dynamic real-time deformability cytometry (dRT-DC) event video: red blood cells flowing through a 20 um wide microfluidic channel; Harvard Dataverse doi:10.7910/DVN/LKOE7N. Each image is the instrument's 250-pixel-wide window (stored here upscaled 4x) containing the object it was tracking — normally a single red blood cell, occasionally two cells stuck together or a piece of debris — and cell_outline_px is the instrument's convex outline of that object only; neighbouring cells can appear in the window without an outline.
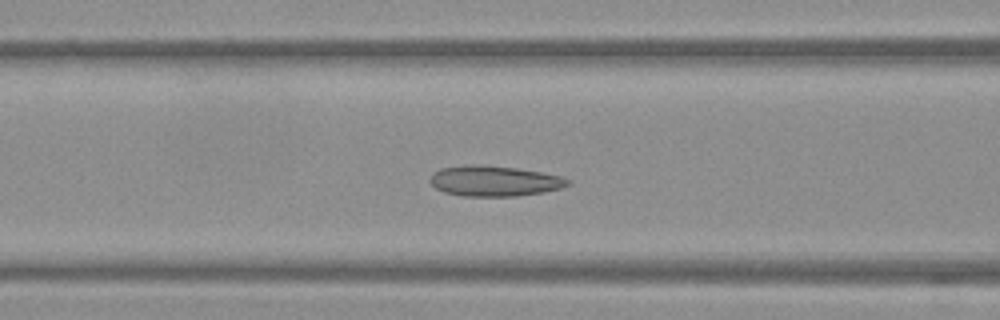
{"species": "Egyptian fruit bat (a non-hibernating species)", "species_latin": "Rousettus aegyptiacus", "temperature_condition": "warm", "stored_images_in_passage": 54, "camera_frame_rate_fps": 3000, "um_per_image_px": 0.085, "frame": {"image": 1, "passage_image": 21, "time_ms": 6.667, "image_size_px": [1000, 320], "cell_outline_px": [[572, 180], [568, 184], [560, 188], [544, 192], [516, 196], [460, 196], [444, 192], [436, 188], [428, 180], [440, 168], [468, 164], [480, 164], [516, 168], [540, 172], [560, 176]], "centroid_in_image_um": [42.0, 15.38], "position_along_channel_um": 124.6, "area_um2": 24.45}}
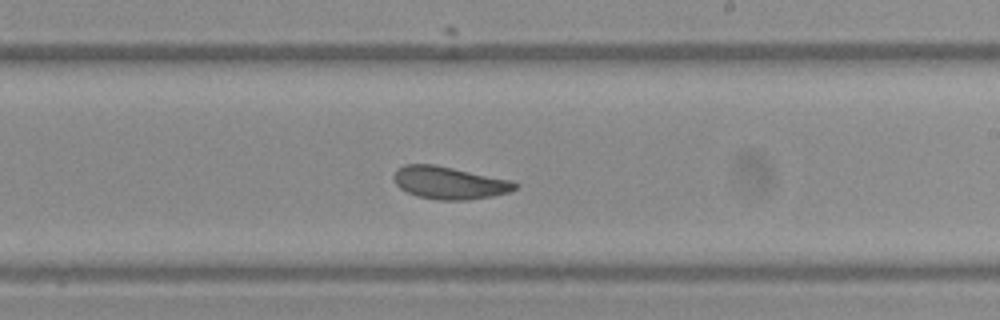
{"frame": {"image": 2, "passage_image": 31, "time_ms": 10.0, "image_size_px": [1000, 320], "cell_outline_px": [[520, 184], [516, 188], [508, 192], [492, 196], [468, 200], [440, 200], [420, 196], [408, 192], [400, 188], [396, 184], [392, 176], [396, 168], [404, 164], [436, 164], [512, 180]], "centroid_in_image_um": [38.19, 15.52], "position_along_channel_um": 250.8, "area_um2": 23.12}}
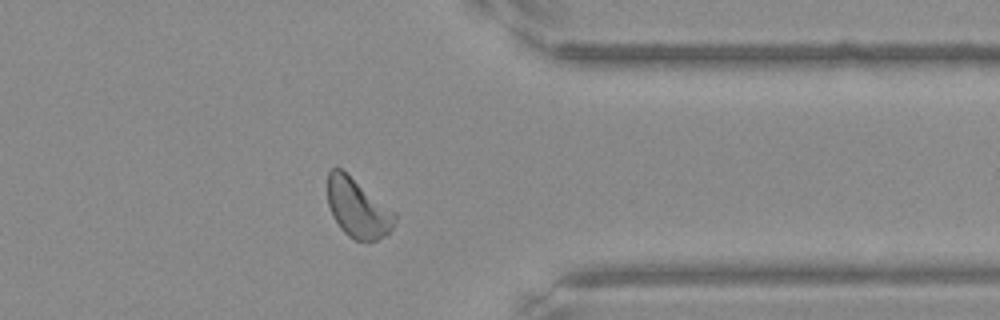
{"frame": {"image": 3, "passage_image": 42, "time_ms": 13.667, "image_size_px": [1000, 320], "cell_outline_px": [[396, 220], [388, 236], [376, 240], [356, 240], [348, 236], [340, 228], [332, 216], [328, 204], [328, 172], [332, 168], [340, 168], [396, 212]], "centroid_in_image_um": [30.42, 17.71], "position_along_channel_um": 381.0, "area_um2": 23.06}, "authors_computed_cell_mechanics": {"area_um2": 23.6691, "velocity_mm_per_s": 3.7879, "shape_relaxation_time_tau1_ms": null, "shape_relaxation_time_tau2_ms": 1.3317, "deformation_change_tau1": null, "deformation_change_tau2": 0.066}}